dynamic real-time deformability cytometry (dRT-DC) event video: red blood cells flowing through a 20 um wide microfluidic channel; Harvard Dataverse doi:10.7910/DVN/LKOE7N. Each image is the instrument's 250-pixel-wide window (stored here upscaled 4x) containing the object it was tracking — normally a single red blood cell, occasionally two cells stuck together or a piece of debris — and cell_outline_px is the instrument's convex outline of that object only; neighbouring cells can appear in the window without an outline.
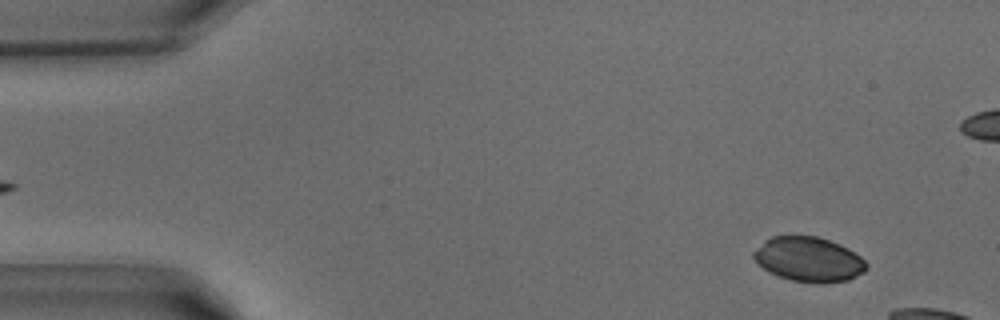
{"species": "common noctule bat (a hibernating species)", "species_latin": "Nyctalus noctula", "temperature_condition": "warm", "stored_images_in_passage": 9, "camera_frame_rate_fps": 3000, "um_per_image_px": 0.085, "animal": {"sex": "male", "body_mass_g": 15.6}, "frame": {"image": 1, "passage_image": 3, "time_ms": 0.667, "image_size_px": [1000, 320], "cell_outline_px": [[868, 268], [864, 272], [848, 280], [792, 280], [768, 272], [752, 256], [752, 252], [764, 240], [772, 236], [816, 236], [840, 244], [848, 248], [860, 256], [868, 264]], "centroid_in_image_um": [68.73, 21.99], "position_along_channel_um": 16.3, "area_um2": 28.55}}